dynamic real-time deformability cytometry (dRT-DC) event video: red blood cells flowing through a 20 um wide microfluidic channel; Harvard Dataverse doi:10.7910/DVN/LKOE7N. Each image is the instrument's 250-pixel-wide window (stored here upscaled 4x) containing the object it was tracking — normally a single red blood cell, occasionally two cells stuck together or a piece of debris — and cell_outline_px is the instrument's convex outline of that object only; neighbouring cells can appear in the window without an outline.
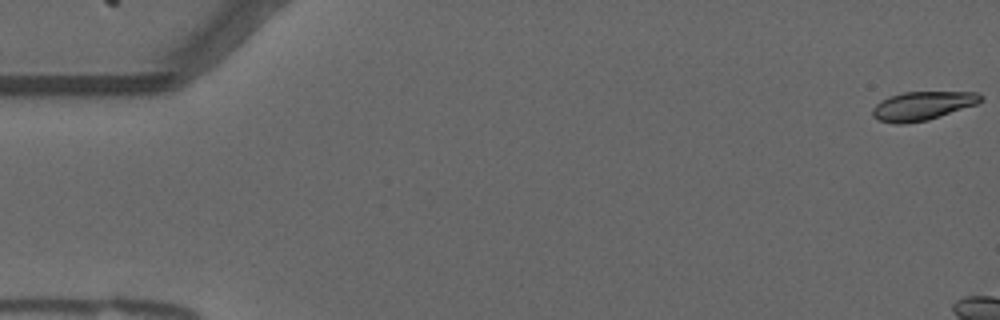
{"species": "common noctule bat (a hibernating species)", "species_latin": "Nyctalus noctula", "temperature_condition": "warm", "stored_images_in_passage": 8, "camera_frame_rate_fps": 3000, "um_per_image_px": 0.085, "animal": {"sex": "male", "forearm_length_mm": 52.5}, "frame": {"image": 1, "passage_image": 1, "time_ms": 0.0, "image_size_px": [1000, 320], "cell_outline_px": [[984, 100], [976, 104], [928, 120], [904, 124], [896, 124], [880, 120], [872, 116], [872, 108], [880, 100], [888, 96], [904, 92], [976, 92], [984, 96]], "centroid_in_image_um": [78.39, 8.99], "position_along_channel_um": 6.6, "area_um2": 18.15}}